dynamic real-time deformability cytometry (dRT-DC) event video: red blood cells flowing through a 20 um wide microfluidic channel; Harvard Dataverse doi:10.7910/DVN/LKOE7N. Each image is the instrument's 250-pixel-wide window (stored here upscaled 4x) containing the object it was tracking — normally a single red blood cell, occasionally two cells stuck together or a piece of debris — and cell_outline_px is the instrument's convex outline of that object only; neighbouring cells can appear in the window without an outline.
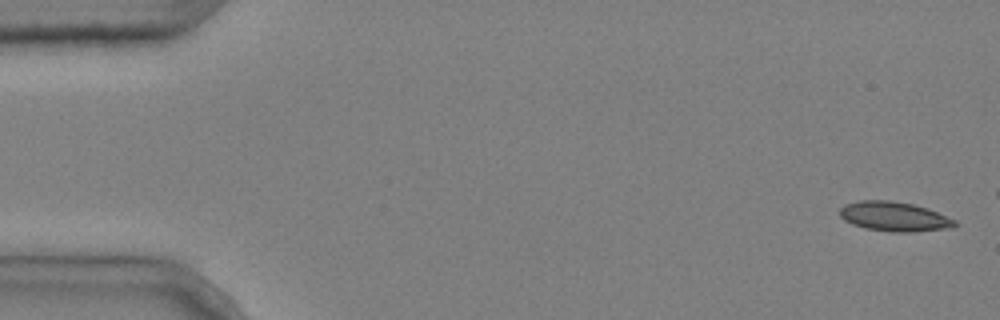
{"species": "common noctule bat (a hibernating species)", "species_latin": "Nyctalus noctula", "temperature_condition": "cold", "stored_images_in_passage": 5, "camera_frame_rate_fps": 3000, "um_per_image_px": 0.085, "animal": {"sex": "male", "body_mass_g": 20.4}, "frame": {"image": 1, "passage_image": 1, "time_ms": 0.0, "image_size_px": [1000, 320], "cell_outline_px": [[956, 224], [952, 228], [912, 232], [892, 232], [864, 228], [852, 224], [844, 220], [840, 216], [840, 208], [844, 204], [860, 200], [888, 200], [912, 204], [928, 208], [956, 220]], "centroid_in_image_um": [76.0, 18.41], "position_along_channel_um": 9.0, "area_um2": 19.88}}